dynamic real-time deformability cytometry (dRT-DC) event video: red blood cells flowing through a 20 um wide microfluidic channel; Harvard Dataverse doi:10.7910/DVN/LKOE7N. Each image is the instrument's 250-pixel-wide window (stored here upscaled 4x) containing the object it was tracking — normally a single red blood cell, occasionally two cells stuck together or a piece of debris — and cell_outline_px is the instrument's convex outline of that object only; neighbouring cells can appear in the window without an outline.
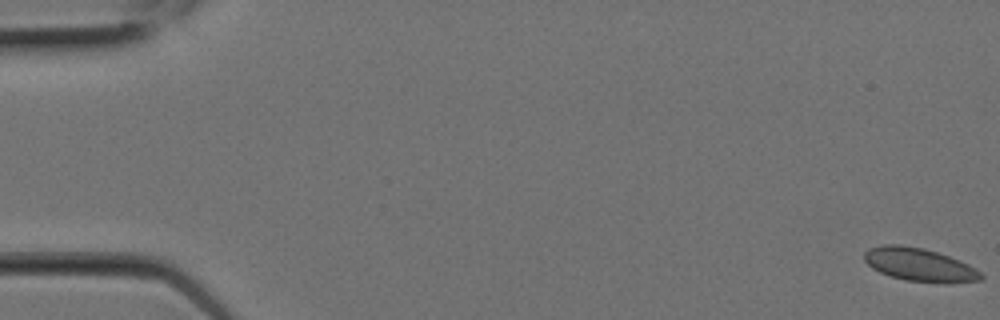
{"species": "Egyptian fruit bat (a non-hibernating species)", "species_latin": "Rousettus aegyptiacus", "temperature_condition": "room temperature", "stored_images_in_passage": 8, "camera_frame_rate_fps": 3000, "um_per_image_px": 0.085, "animal": {"sex": "female"}, "frame": {"image": 1, "passage_image": 1, "time_ms": 0.0, "image_size_px": [1000, 320], "cell_outline_px": [[984, 276], [980, 280], [904, 280], [888, 276], [872, 268], [864, 260], [864, 252], [868, 248], [880, 244], [900, 244], [924, 248], [960, 260], [976, 268]], "centroid_in_image_um": [78.03, 22.43], "position_along_channel_um": 7.0, "area_um2": 21.85}}
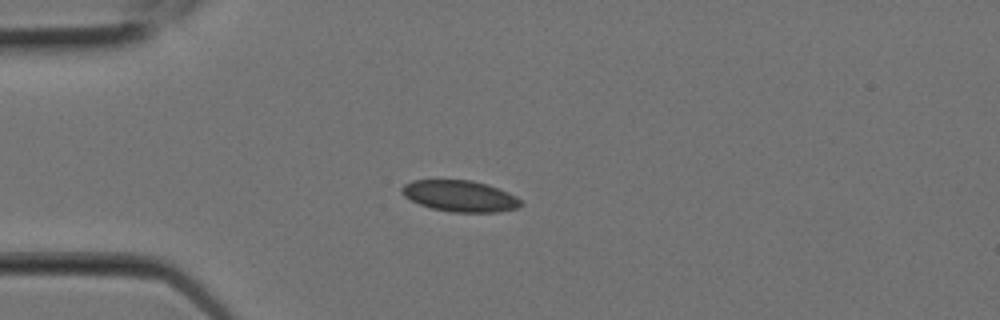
{"frame": {"image": 2, "passage_image": 6, "time_ms": 1.667, "image_size_px": [1000, 320], "cell_outline_px": [[524, 204], [516, 208], [496, 212], [452, 212], [432, 208], [420, 204], [404, 196], [400, 192], [400, 188], [404, 184], [412, 180], [472, 180], [488, 184], [508, 192], [516, 196]], "centroid_in_image_um": [39.09, 16.65], "position_along_channel_um": 45.9, "area_um2": 21.68}}
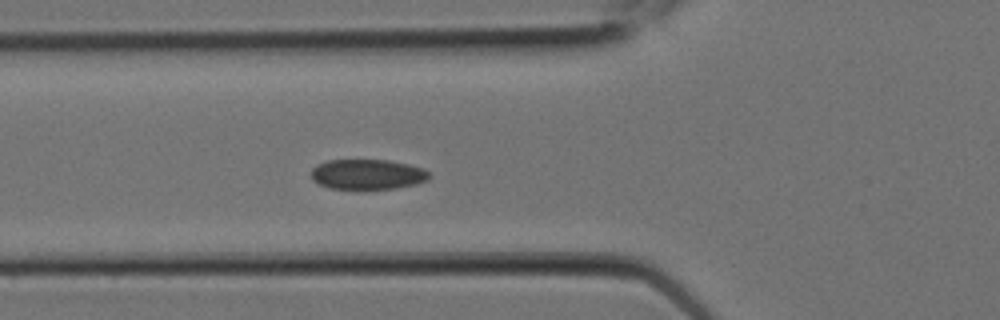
{"frame": {"image": 3, "passage_image": 8, "time_ms": 2.333, "image_size_px": [1000, 320], "cell_outline_px": [[428, 180], [416, 184], [396, 188], [360, 192], [328, 188], [312, 180], [312, 168], [316, 164], [328, 160], [388, 160], [408, 164], [424, 168], [428, 172]], "centroid_in_image_um": [31.2, 14.86], "position_along_channel_um": 94.6, "area_um2": 21.56}}